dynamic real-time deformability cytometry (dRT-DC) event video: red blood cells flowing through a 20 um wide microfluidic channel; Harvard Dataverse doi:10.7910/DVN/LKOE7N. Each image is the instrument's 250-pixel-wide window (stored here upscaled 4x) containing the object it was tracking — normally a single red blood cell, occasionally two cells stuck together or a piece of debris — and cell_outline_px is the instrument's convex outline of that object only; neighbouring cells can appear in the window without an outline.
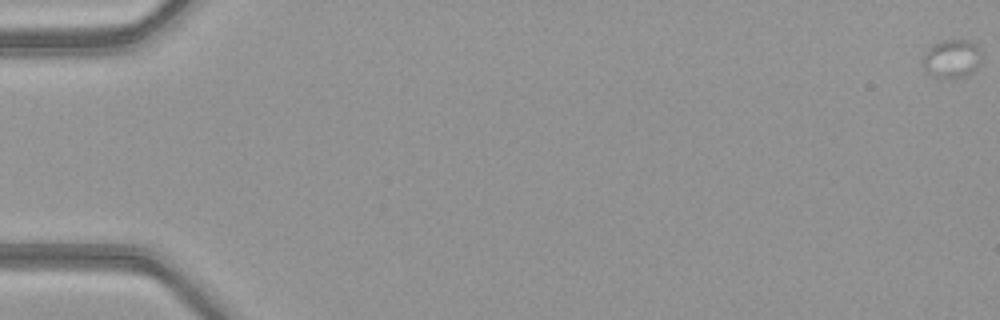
{"species": "common noctule bat (a hibernating species)", "species_latin": "Nyctalus noctula", "temperature_condition": "warm", "stored_images_in_passage": 43, "camera_frame_rate_fps": 3000, "um_per_image_px": 0.085, "animal": {"sex": "female", "body_mass_g": 21.9}, "frame": {"image": 1, "passage_image": 1, "time_ms": 0.0, "image_size_px": [1000, 320], "cell_outline_px": [[980, 60], [976, 68], [972, 72], [964, 76], [952, 80], [936, 76], [928, 72], [924, 68], [920, 60], [936, 44], [944, 40], [968, 40], [976, 44], [980, 52]], "centroid_in_image_um": [80.92, 5.02], "position_along_channel_um": 4.1, "area_um2": 12.89}}